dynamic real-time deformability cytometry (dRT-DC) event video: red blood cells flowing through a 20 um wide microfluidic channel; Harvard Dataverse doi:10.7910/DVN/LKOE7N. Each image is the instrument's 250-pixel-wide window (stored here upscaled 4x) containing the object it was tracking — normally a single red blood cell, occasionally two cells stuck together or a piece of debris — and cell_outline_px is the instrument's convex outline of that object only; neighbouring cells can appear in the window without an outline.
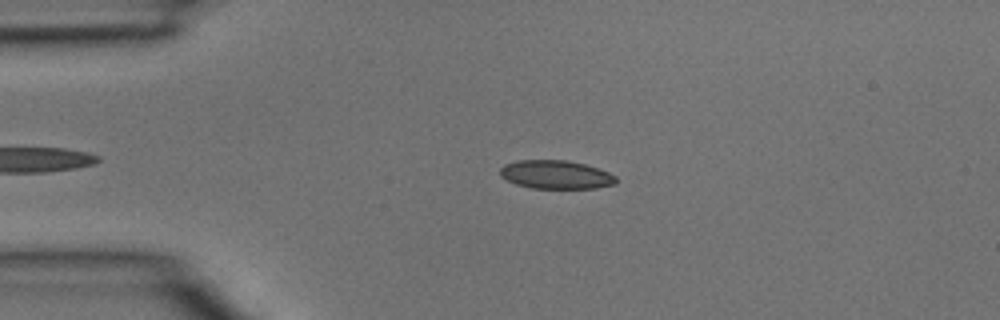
{"species": "common noctule bat (a hibernating species)", "species_latin": "Nyctalus noctula", "temperature_condition": "room temperature", "stored_images_in_passage": 3, "camera_frame_rate_fps": 3000, "um_per_image_px": 0.085, "animal": {"sex": "male", "body_mass_g": 15.6}, "frame": {"image": 1, "passage_image": 2, "time_ms": 0.333, "image_size_px": [1000, 320], "cell_outline_px": [[616, 184], [596, 188], [532, 188], [516, 184], [500, 176], [500, 168], [504, 164], [516, 160], [568, 160], [584, 164], [608, 172], [616, 176]], "centroid_in_image_um": [47.23, 14.84], "position_along_channel_um": 37.8, "area_um2": 19.25}}